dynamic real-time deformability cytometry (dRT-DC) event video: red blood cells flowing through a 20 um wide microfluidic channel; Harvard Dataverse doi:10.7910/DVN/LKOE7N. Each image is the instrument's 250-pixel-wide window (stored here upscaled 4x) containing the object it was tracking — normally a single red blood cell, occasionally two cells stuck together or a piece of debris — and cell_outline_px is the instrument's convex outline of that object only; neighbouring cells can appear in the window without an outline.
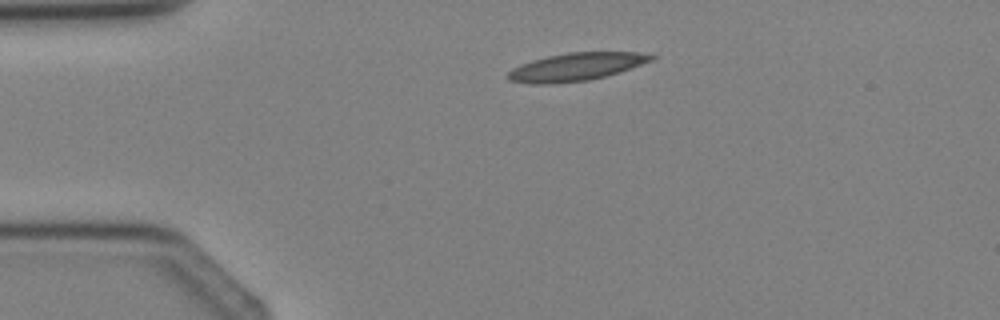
{"species": "Egyptian fruit bat (a non-hibernating species)", "species_latin": "Rousettus aegyptiacus", "temperature_condition": "cold", "stored_images_in_passage": 2, "camera_frame_rate_fps": 3000, "um_per_image_px": 0.085, "animal": {"sex": "female"}, "frame": {"image": 1, "passage_image": 1, "time_ms": 0.0, "image_size_px": [1000, 320], "cell_outline_px": [[656, 56], [652, 60], [604, 76], [588, 80], [552, 84], [528, 84], [512, 80], [508, 76], [508, 72], [512, 68], [520, 64], [532, 60], [548, 56], [568, 52], [640, 52]], "centroid_in_image_um": [48.91, 5.68], "position_along_channel_um": 36.1, "area_um2": 22.89}}